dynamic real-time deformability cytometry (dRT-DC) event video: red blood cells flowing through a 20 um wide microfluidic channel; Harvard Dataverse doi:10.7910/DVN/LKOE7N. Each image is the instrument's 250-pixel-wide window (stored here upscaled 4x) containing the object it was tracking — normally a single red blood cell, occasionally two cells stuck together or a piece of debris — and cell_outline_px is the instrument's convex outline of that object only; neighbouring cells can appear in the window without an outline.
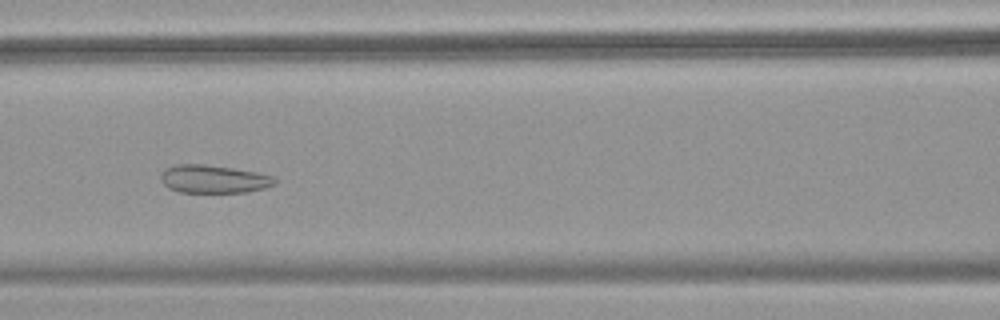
{"species": "common noctule bat (a hibernating species)", "species_latin": "Nyctalus noctula", "temperature_condition": "warm", "stored_images_in_passage": 55, "camera_frame_rate_fps": 3000, "um_per_image_px": 0.085, "animal": {"sex": "female", "body_mass_g": 18.4}, "frame": {"image": 1, "passage_image": 25, "time_ms": 8.0, "image_size_px": [1000, 320], "cell_outline_px": [[276, 184], [264, 188], [244, 192], [180, 192], [168, 188], [160, 180], [160, 176], [164, 168], [176, 164], [204, 164], [232, 168], [256, 172], [272, 176], [276, 180]], "centroid_in_image_um": [18.12, 15.21], "position_along_channel_um": 148.5, "area_um2": 18.61}}
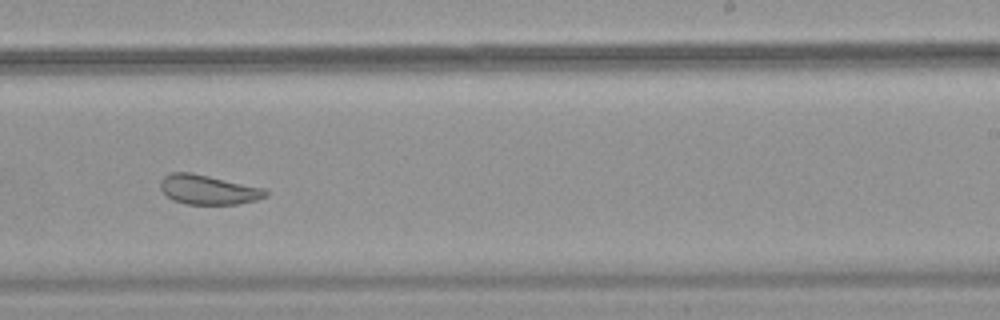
{"frame": {"image": 2, "passage_image": 35, "time_ms": 11.333, "image_size_px": [1000, 320], "cell_outline_px": [[268, 196], [256, 200], [236, 204], [184, 204], [172, 200], [160, 188], [160, 180], [164, 176], [172, 172], [192, 172], [264, 188], [268, 192]], "centroid_in_image_um": [17.69, 16.12], "position_along_channel_um": 271.3, "area_um2": 18.15}}
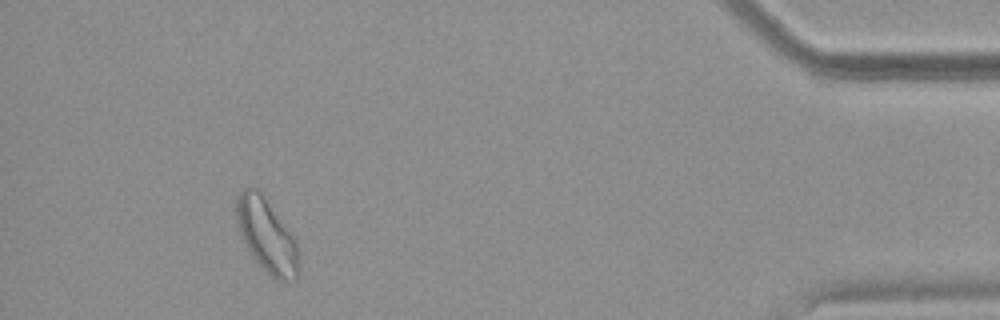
{"frame": {"image": 3, "passage_image": 51, "time_ms": 16.667, "image_size_px": [1000, 320], "cell_outline_px": [[300, 252], [296, 280], [276, 280], [256, 260], [248, 248], [240, 232], [236, 220], [236, 196], [244, 188], [256, 188], [260, 192], [292, 232]], "centroid_in_image_um": [22.69, 20.0], "position_along_channel_um": 412.5, "area_um2": 26.36}, "authors_computed_cell_mechanics": {"area_um2": 24.0448, "velocity_mm_per_s": 3.7083, "shape_relaxation_time_tau1_ms": null, "shape_relaxation_time_tau2_ms": 1.6684, "deformation_change_tau1": null, "deformation_change_tau2": 0.0891}}